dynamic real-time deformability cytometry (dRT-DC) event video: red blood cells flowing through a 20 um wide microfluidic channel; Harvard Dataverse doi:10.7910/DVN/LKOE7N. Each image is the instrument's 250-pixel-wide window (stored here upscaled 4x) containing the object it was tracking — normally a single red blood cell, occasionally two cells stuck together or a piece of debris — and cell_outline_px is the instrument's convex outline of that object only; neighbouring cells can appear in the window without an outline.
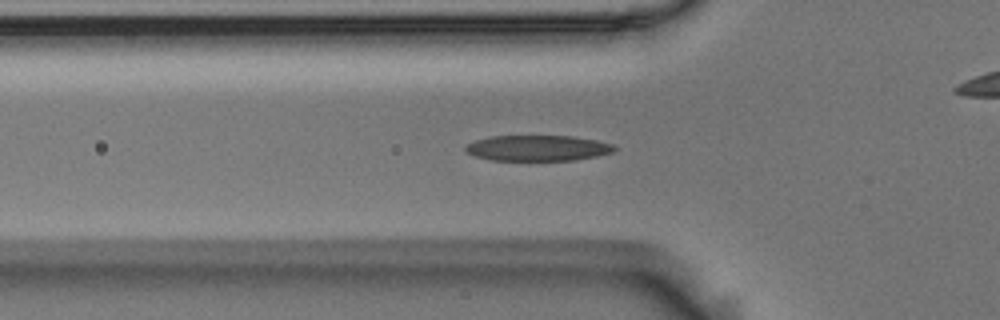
{"species": "Egyptian fruit bat (a non-hibernating species)", "species_latin": "Rousettus aegyptiacus", "temperature_condition": "room temperature", "stored_images_in_passage": 40, "camera_frame_rate_fps": 3000, "um_per_image_px": 0.085, "animal": {"sex": "male"}, "frame": {"image": 1, "passage_image": 3, "time_ms": 0.667, "image_size_px": [1000, 320], "cell_outline_px": [[616, 148], [612, 152], [596, 156], [576, 160], [492, 160], [476, 156], [468, 152], [464, 148], [468, 144], [476, 140], [488, 136], [572, 136], [596, 140], [612, 144]], "centroid_in_image_um": [45.71, 12.58], "position_along_channel_um": 80.1, "area_um2": 22.08}}
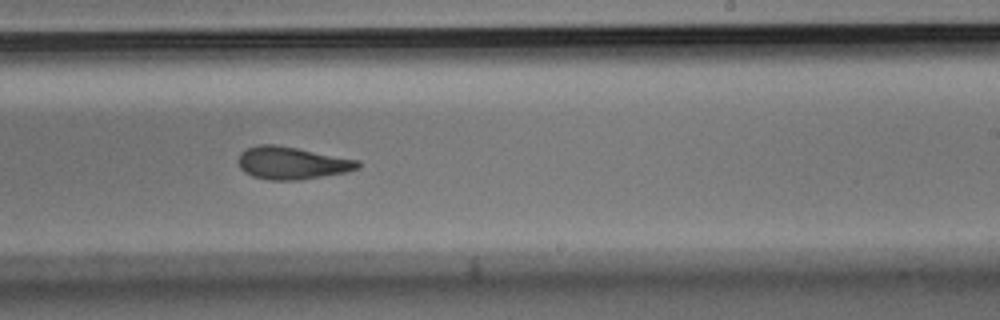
{"frame": {"image": 2, "passage_image": 18, "time_ms": 5.667, "image_size_px": [1000, 320], "cell_outline_px": [[360, 168], [344, 172], [300, 180], [268, 180], [252, 176], [244, 172], [240, 168], [236, 160], [240, 152], [256, 144], [276, 144], [360, 160]], "centroid_in_image_um": [24.76, 13.85], "position_along_channel_um": 264.2, "area_um2": 22.83}}
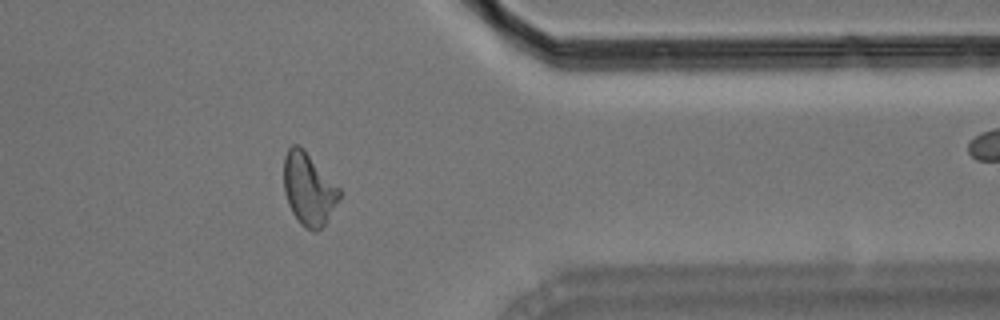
{"frame": {"image": 3, "passage_image": 29, "time_ms": 9.333, "image_size_px": [1000, 320], "cell_outline_px": [[340, 196], [324, 224], [316, 232], [312, 232], [304, 228], [300, 224], [292, 212], [288, 204], [284, 192], [284, 156], [288, 148], [292, 144], [296, 144], [340, 188]], "centroid_in_image_um": [26.2, 16.12], "position_along_channel_um": 385.2, "area_um2": 22.77}, "authors_computed_cell_mechanics": {"area_um2": 22.8888, "velocity_mm_per_s": 3.6719, "shape_relaxation_time_tau1_ms": 6.084, "shape_relaxation_time_tau2_ms": 2.9088, "deformation_change_tau1": 0.2017, "deformation_change_tau2": 0.1178}}